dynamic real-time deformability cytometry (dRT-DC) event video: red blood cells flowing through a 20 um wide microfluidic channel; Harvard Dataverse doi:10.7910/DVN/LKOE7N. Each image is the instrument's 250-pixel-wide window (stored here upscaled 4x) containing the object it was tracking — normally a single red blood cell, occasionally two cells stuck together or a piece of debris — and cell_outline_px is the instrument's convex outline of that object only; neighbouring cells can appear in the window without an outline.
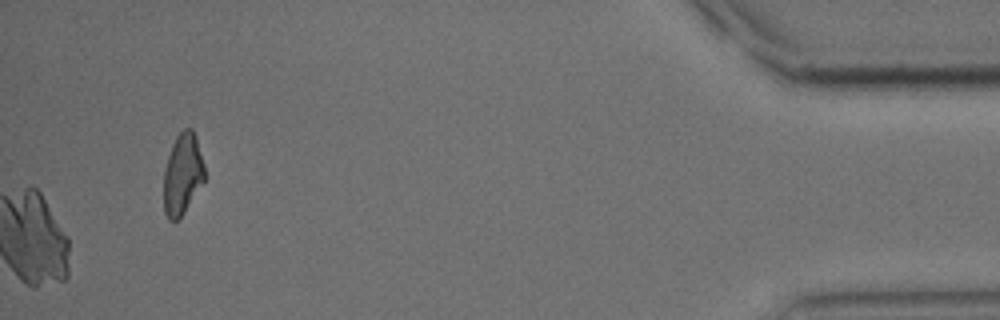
{"species": "common noctule bat (a hibernating species)", "species_latin": "Nyctalus noctula", "temperature_condition": "cold", "stored_images_in_passage": 50, "camera_frame_rate_fps": 3000, "um_per_image_px": 0.085, "animal": {"sex": "male", "body_mass_g": 15.6}, "frame": {"image": 1, "passage_image": 50, "time_ms": 16.333, "image_size_px": [1000, 320], "cell_outline_px": [[204, 180], [180, 220], [168, 220], [164, 212], [164, 168], [172, 144], [176, 136], [184, 128], [192, 128], [196, 136], [204, 164]], "centroid_in_image_um": [15.51, 14.81], "position_along_channel_um": 419.7, "area_um2": 19.42}}